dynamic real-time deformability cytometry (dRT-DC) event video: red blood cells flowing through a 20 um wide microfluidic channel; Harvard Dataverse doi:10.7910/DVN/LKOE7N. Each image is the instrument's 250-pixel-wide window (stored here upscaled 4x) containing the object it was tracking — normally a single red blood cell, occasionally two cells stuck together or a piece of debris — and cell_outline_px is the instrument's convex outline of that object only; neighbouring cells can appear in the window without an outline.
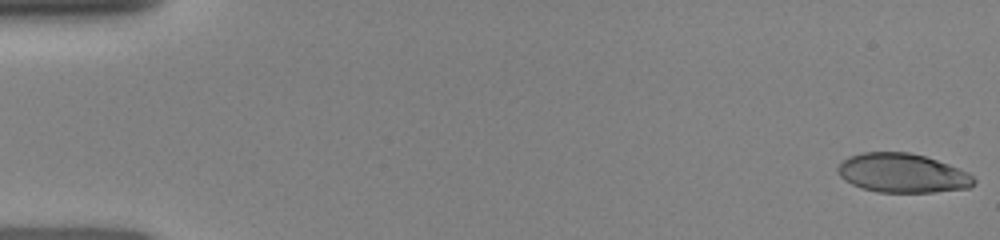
{"species": "human", "species_latin": "Homo sapiens", "temperature_condition": "room temperature", "stored_images_in_passage": 28, "camera_frame_rate_fps": 3000, "um_per_image_px": 0.085, "donor": {"sex": "female"}, "frame": {"image": 1, "passage_image": 1, "time_ms": 0.0, "image_size_px": [1000, 240], "cell_outline_px": [[976, 180], [968, 188], [936, 192], [876, 192], [860, 188], [844, 180], [840, 176], [836, 168], [848, 156], [864, 152], [908, 152], [924, 156], [948, 164], [968, 172]], "centroid_in_image_um": [76.68, 14.72], "position_along_channel_um": 8.3, "area_um2": 30.98}}
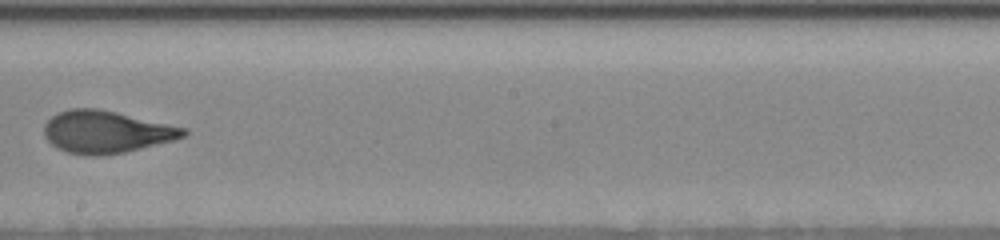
{"frame": {"image": 2, "passage_image": 16, "time_ms": 9.0, "image_size_px": [1000, 240], "cell_outline_px": [[188, 132], [184, 136], [176, 140], [124, 152], [100, 156], [84, 156], [68, 152], [56, 148], [44, 136], [44, 124], [52, 116], [60, 112], [72, 108], [96, 108], [116, 112], [188, 128]], "centroid_in_image_um": [9.03, 11.22], "position_along_channel_um": 239.2, "area_um2": 34.45}}
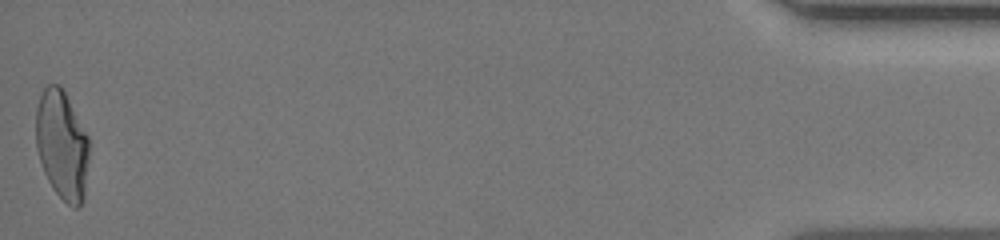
{"frame": {"image": 3, "passage_image": 28, "time_ms": 15.667, "image_size_px": [1000, 240], "cell_outline_px": [[88, 160], [84, 200], [80, 208], [72, 208], [52, 188], [44, 172], [36, 148], [36, 108], [40, 96], [44, 88], [48, 84], [60, 84], [88, 136]], "centroid_in_image_um": [5.27, 12.35], "position_along_channel_um": 429.9, "area_um2": 33.76}}